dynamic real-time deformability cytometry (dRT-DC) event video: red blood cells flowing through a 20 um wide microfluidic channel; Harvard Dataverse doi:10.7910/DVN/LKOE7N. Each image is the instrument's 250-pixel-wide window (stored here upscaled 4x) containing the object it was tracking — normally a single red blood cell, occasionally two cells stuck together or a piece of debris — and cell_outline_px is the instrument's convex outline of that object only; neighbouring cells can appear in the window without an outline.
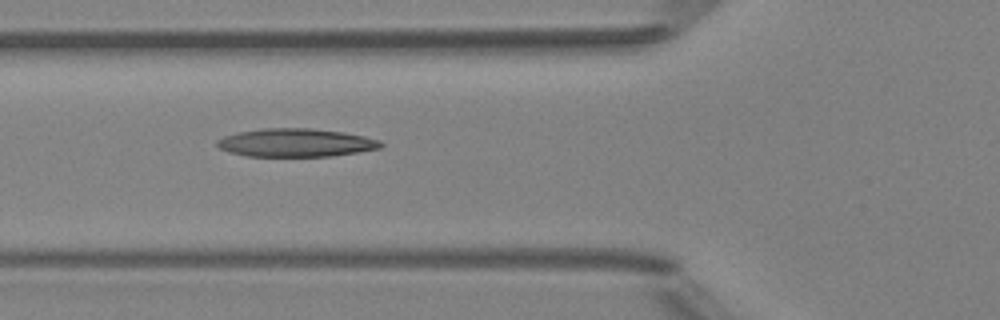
{"species": "Egyptian fruit bat (a non-hibernating species)", "species_latin": "Rousettus aegyptiacus", "temperature_condition": "room temperature", "stored_images_in_passage": 5, "camera_frame_rate_fps": 3000, "um_per_image_px": 0.085, "animal": {"sex": "female"}, "frame": {"image": 1, "passage_image": 2, "time_ms": 1.0, "image_size_px": [1000, 320], "cell_outline_px": [[384, 144], [380, 148], [332, 156], [248, 156], [228, 152], [220, 148], [216, 144], [216, 140], [224, 136], [236, 132], [260, 128], [312, 128], [344, 132], [364, 136], [380, 140]], "centroid_in_image_um": [25.12, 12.12], "position_along_channel_um": 100.7, "area_um2": 27.05}}
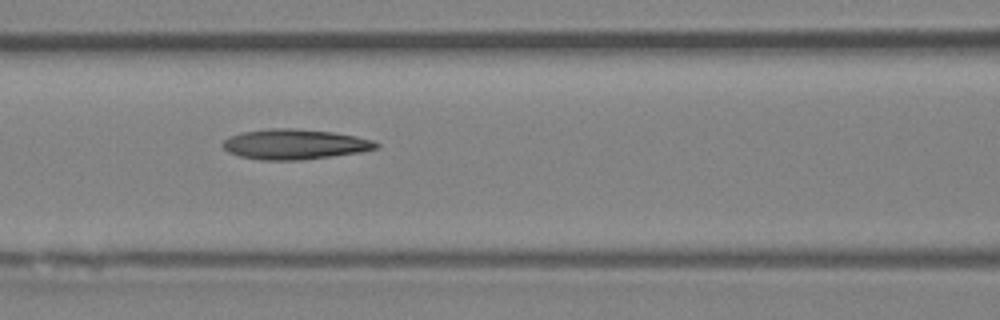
{"frame": {"image": 2, "passage_image": 3, "time_ms": 2.0, "image_size_px": [1000, 320], "cell_outline_px": [[380, 148], [360, 152], [332, 156], [300, 160], [260, 160], [240, 156], [228, 152], [220, 144], [228, 136], [240, 132], [268, 128], [292, 128], [332, 132], [356, 136], [372, 140], [380, 144]], "centroid_in_image_um": [25.02, 12.26], "position_along_channel_um": 141.6, "area_um2": 27.17}}
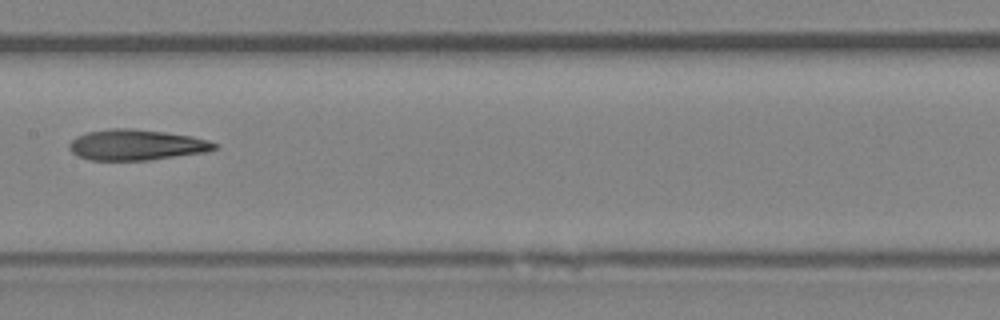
{"frame": {"image": 3, "passage_image": 4, "time_ms": 3.333, "image_size_px": [1000, 320], "cell_outline_px": [[216, 148], [208, 152], [148, 160], [88, 160], [76, 156], [68, 148], [68, 144], [76, 136], [88, 132], [112, 128], [132, 128], [164, 132], [192, 136], [208, 140], [216, 144]], "centroid_in_image_um": [11.56, 12.32], "position_along_channel_um": 195.8, "area_um2": 26.07}}